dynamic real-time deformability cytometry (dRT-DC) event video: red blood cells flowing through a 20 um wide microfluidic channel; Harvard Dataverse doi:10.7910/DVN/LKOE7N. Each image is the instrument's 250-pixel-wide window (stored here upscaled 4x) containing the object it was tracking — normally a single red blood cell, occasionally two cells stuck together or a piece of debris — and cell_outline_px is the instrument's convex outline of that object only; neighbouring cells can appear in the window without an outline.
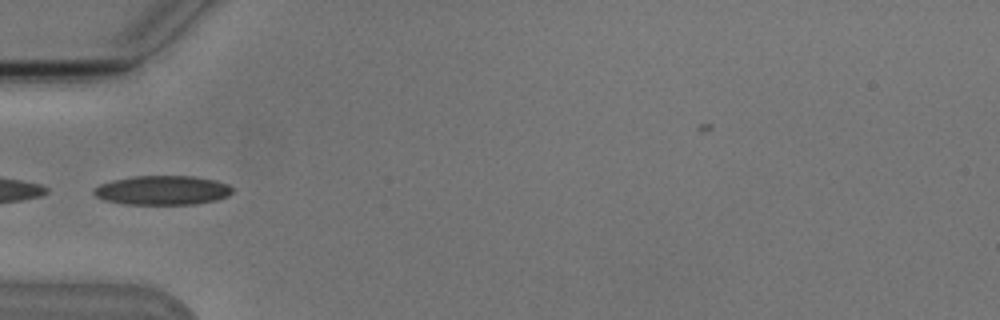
{"species": "Egyptian fruit bat (a non-hibernating species)", "species_latin": "Rousettus aegyptiacus", "temperature_condition": "cold", "stored_images_in_passage": 6, "camera_frame_rate_fps": 3000, "um_per_image_px": 0.085, "animal": {"sex": "male"}, "frame": {"image": 1, "passage_image": 6, "time_ms": 5.667, "image_size_px": [1000, 320], "cell_outline_px": [[232, 192], [228, 196], [216, 200], [196, 204], [124, 204], [104, 200], [96, 196], [92, 192], [92, 188], [100, 184], [112, 180], [132, 176], [196, 176], [216, 180], [228, 184], [232, 188]], "centroid_in_image_um": [13.79, 16.17], "position_along_channel_um": 71.2, "area_um2": 23.81}}